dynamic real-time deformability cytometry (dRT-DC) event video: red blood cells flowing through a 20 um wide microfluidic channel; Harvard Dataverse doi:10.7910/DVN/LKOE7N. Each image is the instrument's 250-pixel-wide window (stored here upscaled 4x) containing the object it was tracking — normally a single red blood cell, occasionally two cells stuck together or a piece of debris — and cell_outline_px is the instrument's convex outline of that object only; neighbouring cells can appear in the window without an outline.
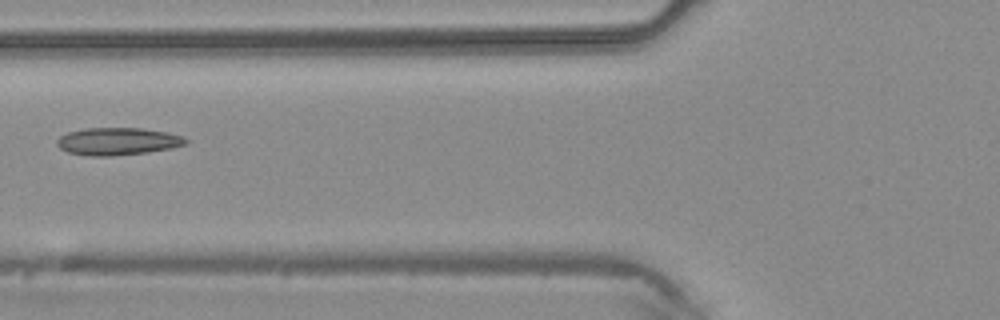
{"species": "common noctule bat (a hibernating species)", "species_latin": "Nyctalus noctula", "temperature_condition": "warm", "stored_images_in_passage": 6, "camera_frame_rate_fps": 3000, "um_per_image_px": 0.085, "animal": {"sex": "male", "body_mass_g": 20.4}, "frame": {"image": 1, "passage_image": 6, "time_ms": 1.667, "image_size_px": [1000, 320], "cell_outline_px": [[188, 144], [172, 148], [148, 152], [112, 156], [88, 156], [68, 152], [60, 148], [56, 144], [56, 140], [60, 136], [68, 132], [88, 128], [140, 128], [168, 132], [184, 136], [188, 140]], "centroid_in_image_um": [10.03, 12.02], "position_along_channel_um": 115.8, "area_um2": 20.75}}